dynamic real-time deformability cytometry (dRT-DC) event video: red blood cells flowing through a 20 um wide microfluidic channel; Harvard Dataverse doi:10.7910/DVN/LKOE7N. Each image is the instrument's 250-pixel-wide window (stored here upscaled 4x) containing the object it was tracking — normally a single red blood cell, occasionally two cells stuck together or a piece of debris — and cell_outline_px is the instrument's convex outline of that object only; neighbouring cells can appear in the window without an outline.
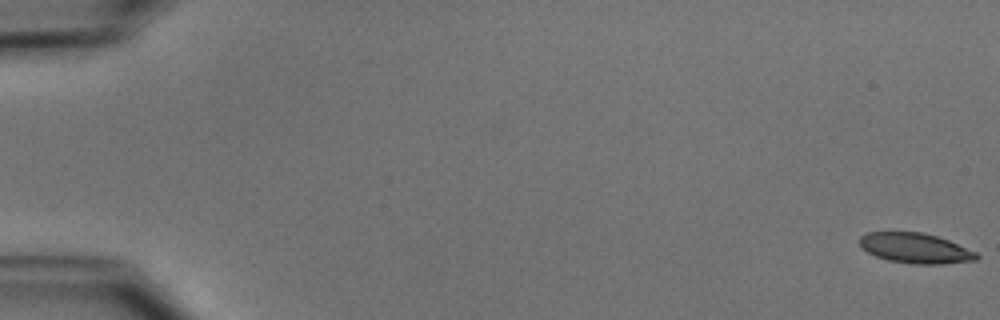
{"species": "common noctule bat (a hibernating species)", "species_latin": "Nyctalus noctula", "temperature_condition": "cold", "stored_images_in_passage": 52, "camera_frame_rate_fps": 3000, "um_per_image_px": 0.085, "animal": {"sex": "male", "body_mass_g": 15.6}, "frame": {"image": 1, "passage_image": 1, "time_ms": 0.0, "image_size_px": [1000, 320], "cell_outline_px": [[980, 256], [976, 260], [940, 264], [916, 264], [888, 260], [876, 256], [860, 248], [860, 236], [868, 232], [920, 232], [936, 236], [948, 240], [976, 252]], "centroid_in_image_um": [77.79, 21.09], "position_along_channel_um": 7.2, "area_um2": 20.4}}
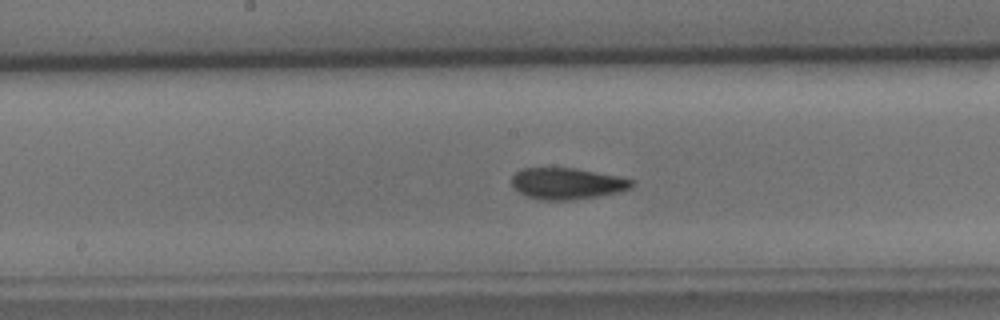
{"frame": {"image": 2, "passage_image": 28, "time_ms": 9.0, "image_size_px": [1000, 320], "cell_outline_px": [[636, 184], [632, 188], [616, 192], [596, 196], [572, 200], [536, 200], [520, 192], [512, 184], [512, 176], [516, 172], [524, 168], [576, 168], [616, 176], [632, 180]], "centroid_in_image_um": [48.19, 15.6], "position_along_channel_um": 200.0, "area_um2": 21.73}}
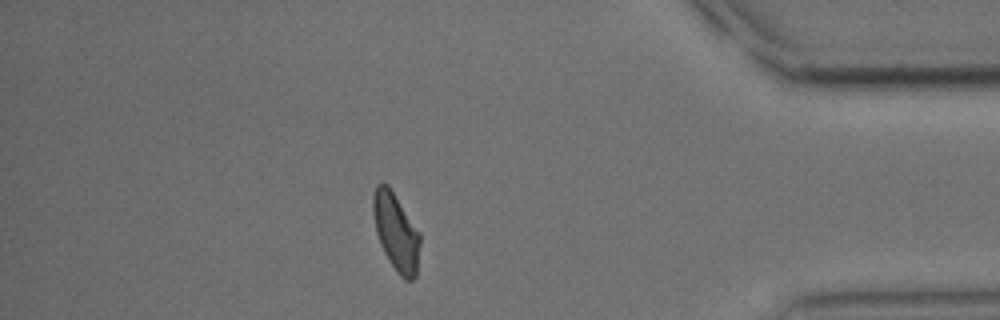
{"frame": {"image": 3, "passage_image": 46, "time_ms": 15.0, "image_size_px": [1000, 320], "cell_outline_px": [[420, 244], [416, 276], [412, 280], [404, 280], [396, 272], [388, 260], [380, 244], [376, 232], [372, 212], [372, 196], [376, 184], [388, 184], [420, 232]], "centroid_in_image_um": [33.65, 19.72], "position_along_channel_um": 401.5, "area_um2": 21.39}, "authors_computed_cell_mechanics": {"area_um2": 21.6461, "velocity_mm_per_s": 3.9106, "shape_relaxation_time_tau1_ms": 2.4891, "shape_relaxation_time_tau2_ms": 1.9235, "deformation_change_tau1": 0.1419, "deformation_change_tau2": 0.0817}}